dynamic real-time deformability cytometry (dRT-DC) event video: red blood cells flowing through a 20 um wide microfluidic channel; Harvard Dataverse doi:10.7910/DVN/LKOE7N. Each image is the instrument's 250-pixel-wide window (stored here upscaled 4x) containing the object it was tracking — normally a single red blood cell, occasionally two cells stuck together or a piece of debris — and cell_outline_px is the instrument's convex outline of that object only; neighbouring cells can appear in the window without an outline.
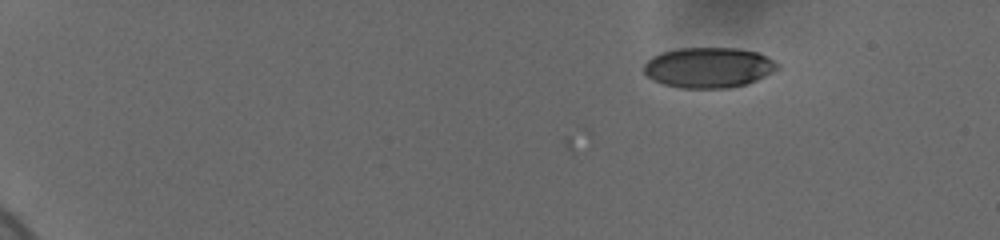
{"species": "human", "species_latin": "Homo sapiens", "temperature_condition": "cold", "stored_images_in_passage": 5, "camera_frame_rate_fps": 3000, "um_per_image_px": 0.085, "donor": {"sex": "female"}, "frame": {"image": 1, "passage_image": 1, "time_ms": 0.0, "image_size_px": [1000, 240], "cell_outline_px": [[780, 68], [756, 80], [744, 84], [728, 88], [684, 88], [664, 84], [652, 80], [644, 72], [644, 64], [652, 56], [660, 52], [680, 48], [736, 48], [756, 52], [780, 64]], "centroid_in_image_um": [60.2, 5.74], "position_along_channel_um": 24.8, "area_um2": 31.27}}